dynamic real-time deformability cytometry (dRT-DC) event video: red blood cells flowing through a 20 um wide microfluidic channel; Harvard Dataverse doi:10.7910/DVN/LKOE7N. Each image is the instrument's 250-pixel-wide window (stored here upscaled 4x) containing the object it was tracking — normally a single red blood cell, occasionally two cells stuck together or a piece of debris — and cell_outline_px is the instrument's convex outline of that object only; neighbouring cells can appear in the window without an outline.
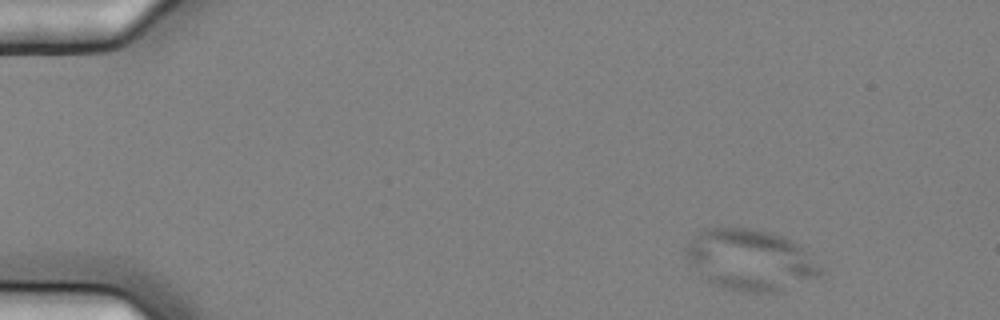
{"species": "common noctule bat (a hibernating species)", "species_latin": "Nyctalus noctula", "temperature_condition": "cold", "stored_images_in_passage": 3, "camera_frame_rate_fps": 3000, "um_per_image_px": 0.085, "animal": {"sex": "female", "body_mass_g": 25.1}, "frame": {"image": 1, "passage_image": 1, "time_ms": 0.0, "image_size_px": [1000, 320], "cell_outline_px": [[824, 276], [780, 292], [740, 292], [720, 288], [708, 284], [684, 256], [684, 248], [696, 232], [704, 228], [748, 228], [768, 232], [784, 236], [792, 240], [804, 248], [824, 268]], "centroid_in_image_um": [63.79, 22.12], "position_along_channel_um": 21.2, "area_um2": 49.13}}